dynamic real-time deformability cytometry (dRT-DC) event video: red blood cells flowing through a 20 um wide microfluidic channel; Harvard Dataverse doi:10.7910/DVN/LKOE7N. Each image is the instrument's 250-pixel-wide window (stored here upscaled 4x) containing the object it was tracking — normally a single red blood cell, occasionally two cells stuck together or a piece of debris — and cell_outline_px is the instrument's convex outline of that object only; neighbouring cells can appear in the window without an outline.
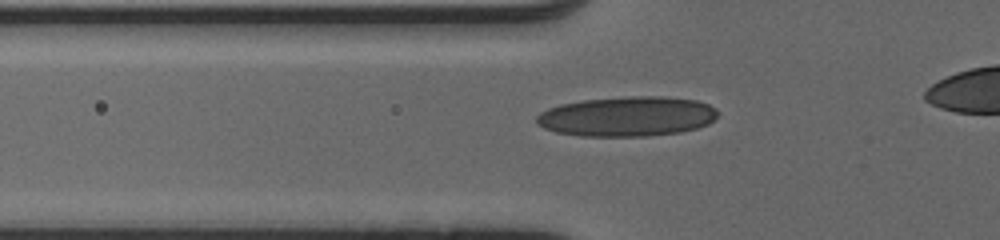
{"species": "human", "species_latin": "Homo sapiens", "temperature_condition": "cold", "stored_images_in_passage": 41, "camera_frame_rate_fps": 3000, "um_per_image_px": 0.085, "donor": {"sex": "male"}, "frame": {"image": 1, "passage_image": 14, "time_ms": 4.333, "image_size_px": [1000, 240], "cell_outline_px": [[720, 112], [708, 124], [696, 128], [680, 132], [644, 136], [580, 136], [556, 132], [544, 128], [536, 124], [536, 116], [540, 112], [548, 108], [560, 104], [584, 100], [632, 96], [664, 96], [696, 100], [708, 104], [716, 108]], "centroid_in_image_um": [53.3, 9.89], "position_along_channel_um": 72.5, "area_um2": 42.19}}
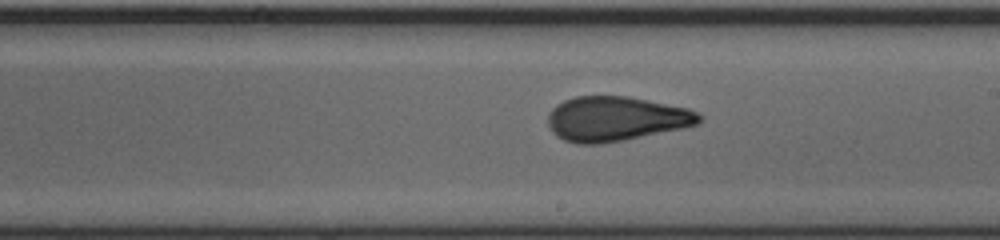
{"frame": {"image": 2, "passage_image": 26, "time_ms": 8.333, "image_size_px": [1000, 240], "cell_outline_px": [[704, 120], [696, 124], [684, 128], [620, 140], [596, 144], [576, 144], [564, 140], [556, 136], [552, 132], [548, 124], [548, 112], [556, 104], [564, 100], [576, 96], [628, 96], [688, 108], [704, 116]], "centroid_in_image_um": [52.33, 10.09], "position_along_channel_um": 236.7, "area_um2": 39.36}}
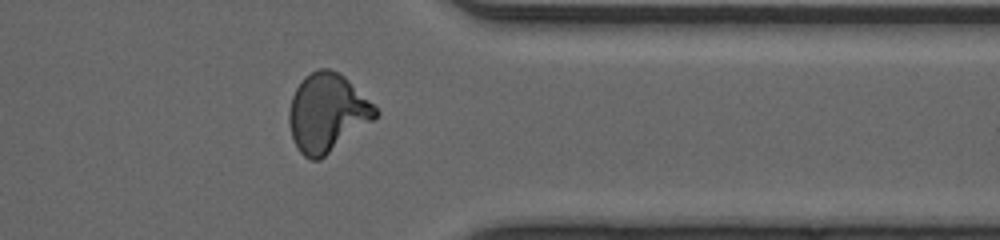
{"frame": {"image": 3, "passage_image": 37, "time_ms": 12.0, "image_size_px": [1000, 240], "cell_outline_px": [[380, 116], [320, 160], [312, 160], [304, 156], [300, 152], [292, 136], [288, 124], [288, 112], [292, 96], [296, 88], [304, 76], [320, 68], [328, 68], [340, 72], [380, 112]], "centroid_in_image_um": [27.81, 9.59], "position_along_channel_um": 383.6, "area_um2": 39.42}}